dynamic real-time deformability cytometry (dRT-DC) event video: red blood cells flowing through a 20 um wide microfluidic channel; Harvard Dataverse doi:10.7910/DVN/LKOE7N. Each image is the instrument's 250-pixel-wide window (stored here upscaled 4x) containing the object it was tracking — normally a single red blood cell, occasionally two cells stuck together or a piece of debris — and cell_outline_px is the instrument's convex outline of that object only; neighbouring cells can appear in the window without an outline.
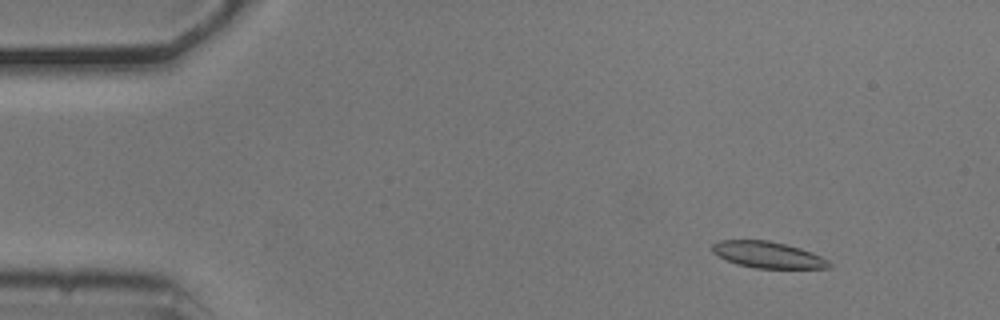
{"species": "common noctule bat (a hibernating species)", "species_latin": "Nyctalus noctula", "temperature_condition": "cold", "stored_images_in_passage": 55, "camera_frame_rate_fps": 3000, "um_per_image_px": 0.085, "animal": {"sex": "male", "body_mass_g": 20.5, "forearm_length_mm": 52.5}, "frame": {"image": 1, "passage_image": 7, "time_ms": 2.0, "image_size_px": [1000, 320], "cell_outline_px": [[832, 264], [828, 268], [756, 268], [736, 264], [712, 252], [712, 244], [720, 240], [768, 240], [800, 248], [820, 256], [828, 260]], "centroid_in_image_um": [65.26, 21.65], "position_along_channel_um": 19.7, "area_um2": 17.74}}
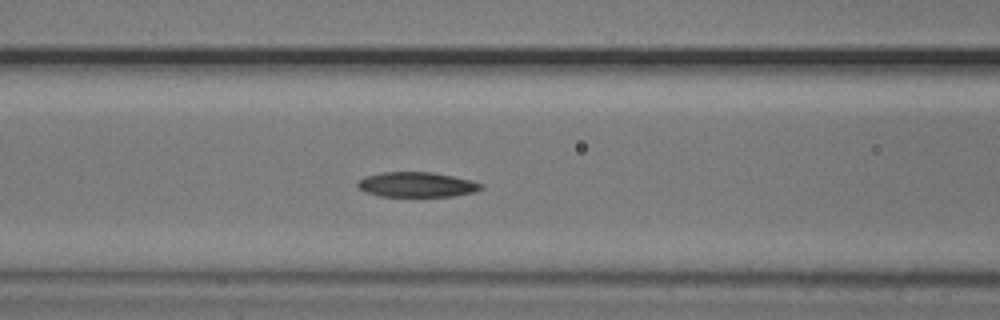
{"frame": {"image": 2, "passage_image": 23, "time_ms": 7.333, "image_size_px": [1000, 320], "cell_outline_px": [[484, 188], [476, 192], [452, 196], [380, 196], [368, 192], [360, 188], [356, 184], [360, 180], [368, 176], [384, 172], [432, 172], [472, 180], [484, 184]], "centroid_in_image_um": [35.51, 15.69], "position_along_channel_um": 131.1, "area_um2": 17.8}}
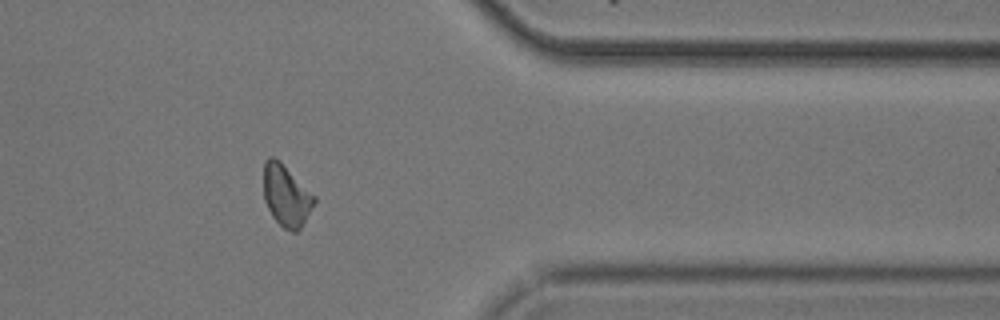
{"frame": {"image": 3, "passage_image": 45, "time_ms": 14.667, "image_size_px": [1000, 320], "cell_outline_px": [[316, 200], [300, 228], [296, 232], [292, 232], [284, 228], [272, 216], [264, 200], [264, 160], [268, 156], [276, 156], [316, 196]], "centroid_in_image_um": [24.32, 16.58], "position_along_channel_um": 387.1, "area_um2": 18.21}}